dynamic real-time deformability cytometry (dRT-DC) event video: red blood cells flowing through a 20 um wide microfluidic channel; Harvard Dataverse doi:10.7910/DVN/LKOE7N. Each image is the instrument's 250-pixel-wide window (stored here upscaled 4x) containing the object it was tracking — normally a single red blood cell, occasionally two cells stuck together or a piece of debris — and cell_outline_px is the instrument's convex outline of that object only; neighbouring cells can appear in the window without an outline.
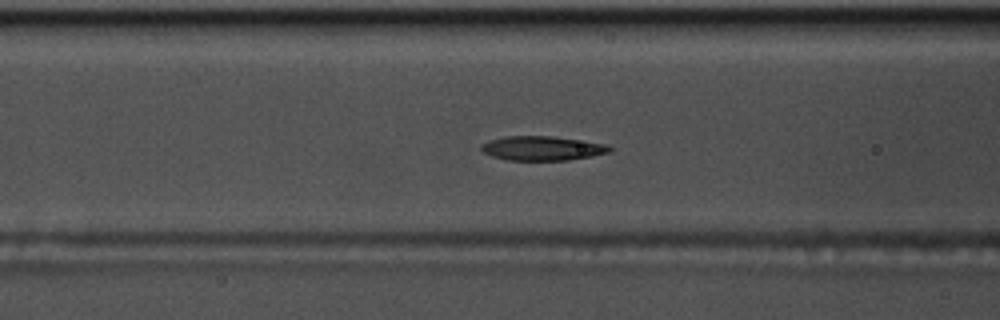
{"species": "common noctule bat (a hibernating species)", "species_latin": "Nyctalus noctula", "temperature_condition": "warm", "stored_images_in_passage": 59, "camera_frame_rate_fps": 3000, "um_per_image_px": 0.085, "animal": {"sex": "male", "body_mass_g": 17.5, "forearm_length_mm": 52.3}, "frame": {"image": 1, "passage_image": 24, "time_ms": 7.667, "image_size_px": [1000, 320], "cell_outline_px": [[612, 152], [592, 156], [568, 160], [508, 160], [492, 156], [484, 152], [480, 148], [480, 144], [488, 140], [508, 136], [552, 136], [608, 144], [612, 148]], "centroid_in_image_um": [46.11, 12.6], "position_along_channel_um": 120.5, "area_um2": 18.26}}
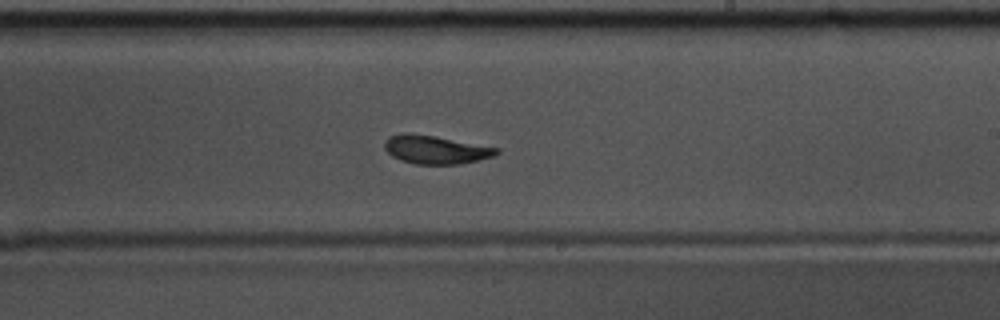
{"frame": {"image": 2, "passage_image": 35, "time_ms": 11.333, "image_size_px": [1000, 320], "cell_outline_px": [[500, 152], [492, 156], [460, 164], [416, 164], [400, 160], [392, 156], [384, 148], [384, 140], [388, 136], [404, 132], [408, 132], [436, 136], [500, 148]], "centroid_in_image_um": [36.99, 12.7], "position_along_channel_um": 252.0, "area_um2": 18.61}}
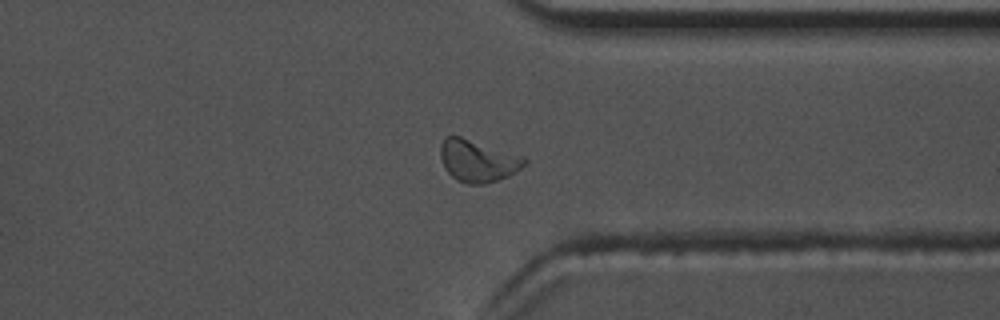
{"frame": {"image": 3, "passage_image": 45, "time_ms": 14.667, "image_size_px": [1000, 320], "cell_outline_px": [[528, 160], [520, 168], [508, 176], [484, 184], [468, 184], [456, 180], [448, 172], [440, 156], [440, 144], [444, 136], [460, 136], [524, 156]], "centroid_in_image_um": [40.59, 13.65], "position_along_channel_um": 370.8, "area_um2": 20.46}, "authors_computed_cell_mechanics": {"area_um2": 18.496, "velocity_mm_per_s": 3.5992, "shape_relaxation_time_tau1_ms": 3.6868, "shape_relaxation_time_tau2_ms": 2.4386, "deformation_change_tau1": 0.1566, "deformation_change_tau2": 0.0641}}